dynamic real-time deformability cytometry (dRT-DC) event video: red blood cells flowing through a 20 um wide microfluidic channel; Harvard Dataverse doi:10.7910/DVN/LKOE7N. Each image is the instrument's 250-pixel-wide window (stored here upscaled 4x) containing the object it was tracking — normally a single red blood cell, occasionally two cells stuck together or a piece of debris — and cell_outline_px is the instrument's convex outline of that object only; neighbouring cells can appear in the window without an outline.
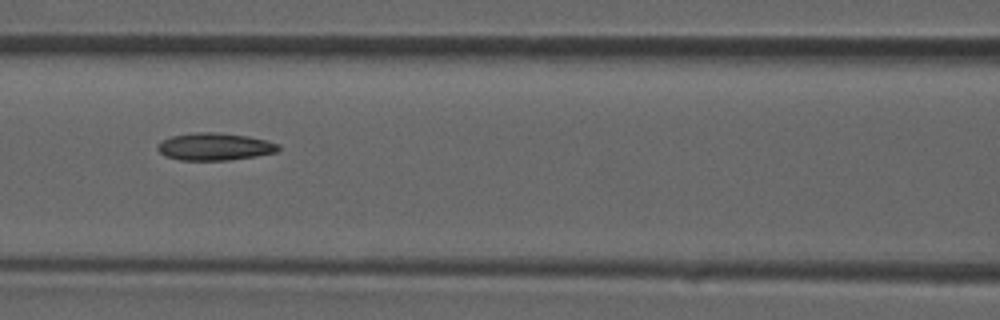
{"species": "common noctule bat (a hibernating species)", "species_latin": "Nyctalus noctula", "temperature_condition": "room temperature", "stored_images_in_passage": 4, "camera_frame_rate_fps": 3000, "um_per_image_px": 0.085, "animal": {"sex": "male", "forearm_length_mm": 52.5}, "frame": {"image": 1, "passage_image": 4, "time_ms": 4.333, "image_size_px": [1000, 320], "cell_outline_px": [[280, 148], [276, 152], [256, 156], [228, 160], [180, 160], [164, 156], [156, 148], [164, 140], [172, 136], [196, 132], [220, 132], [248, 136], [268, 140], [280, 144]], "centroid_in_image_um": [18.29, 12.46], "position_along_channel_um": 148.3, "area_um2": 19.31}}